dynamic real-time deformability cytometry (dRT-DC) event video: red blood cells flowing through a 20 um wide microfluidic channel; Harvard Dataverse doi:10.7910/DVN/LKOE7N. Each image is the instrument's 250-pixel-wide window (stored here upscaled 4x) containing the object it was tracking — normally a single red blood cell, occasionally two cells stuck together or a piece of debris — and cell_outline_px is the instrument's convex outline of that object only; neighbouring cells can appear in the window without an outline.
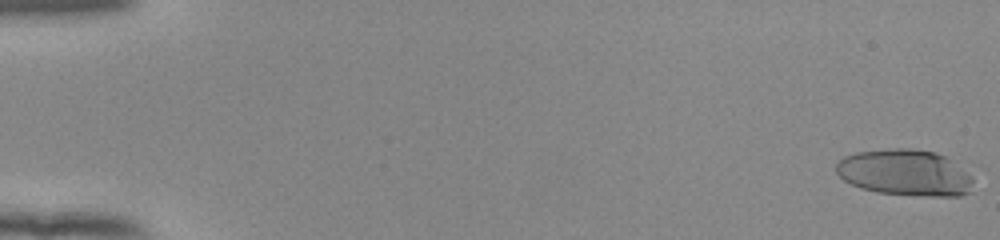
{"species": "human", "species_latin": "Homo sapiens", "temperature_condition": "room temperature", "stored_images_in_passage": 54, "camera_frame_rate_fps": 3000, "um_per_image_px": 0.085, "donor": {"sex": "female"}, "frame": {"image": 1, "passage_image": 1, "time_ms": 0.0, "image_size_px": [1000, 240], "cell_outline_px": [[972, 180], [968, 192], [960, 196], [920, 196], [876, 192], [860, 188], [844, 180], [836, 172], [836, 164], [844, 156], [856, 152], [896, 148], [908, 148], [936, 152], [944, 156], [972, 176]], "centroid_in_image_um": [76.89, 14.68], "position_along_channel_um": 8.1, "area_um2": 36.7}}
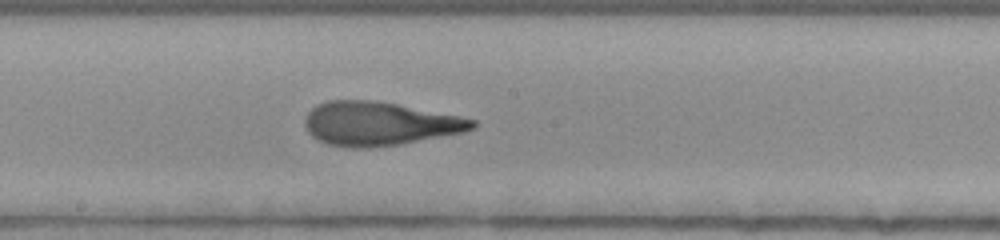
{"frame": {"image": 2, "passage_image": 31, "time_ms": 10.0, "image_size_px": [1000, 240], "cell_outline_px": [[476, 128], [464, 132], [400, 144], [368, 148], [352, 148], [328, 144], [312, 136], [308, 132], [304, 124], [304, 116], [316, 104], [328, 100], [368, 100], [396, 104], [476, 120]], "centroid_in_image_um": [32.19, 10.52], "position_along_channel_um": 216.0, "area_um2": 42.37}}
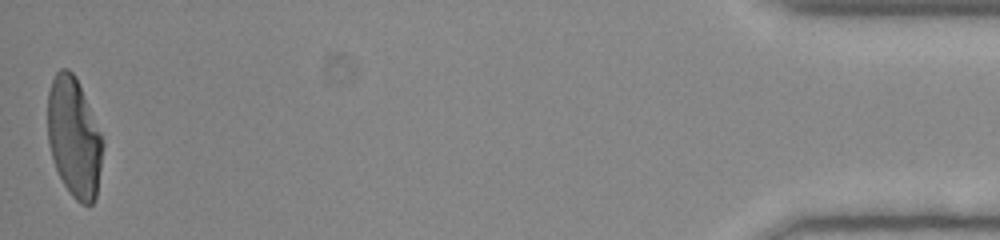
{"frame": {"image": 3, "passage_image": 54, "time_ms": 17.667, "image_size_px": [1000, 240], "cell_outline_px": [[104, 144], [96, 196], [92, 204], [80, 204], [72, 196], [64, 184], [56, 168], [52, 156], [48, 140], [48, 92], [52, 80], [56, 72], [60, 68], [68, 68], [76, 76], [100, 132]], "centroid_in_image_um": [6.29, 11.66], "position_along_channel_um": 428.9, "area_um2": 38.15}, "authors_computed_cell_mechanics": {"area_um2": 41.1247, "velocity_mm_per_s": 3.8946, "shape_relaxation_time_tau1_ms": 5.3296, "shape_relaxation_time_tau2_ms": 1.3432, "deformation_change_tau1": 0.2551, "deformation_change_tau2": 0.1082}}